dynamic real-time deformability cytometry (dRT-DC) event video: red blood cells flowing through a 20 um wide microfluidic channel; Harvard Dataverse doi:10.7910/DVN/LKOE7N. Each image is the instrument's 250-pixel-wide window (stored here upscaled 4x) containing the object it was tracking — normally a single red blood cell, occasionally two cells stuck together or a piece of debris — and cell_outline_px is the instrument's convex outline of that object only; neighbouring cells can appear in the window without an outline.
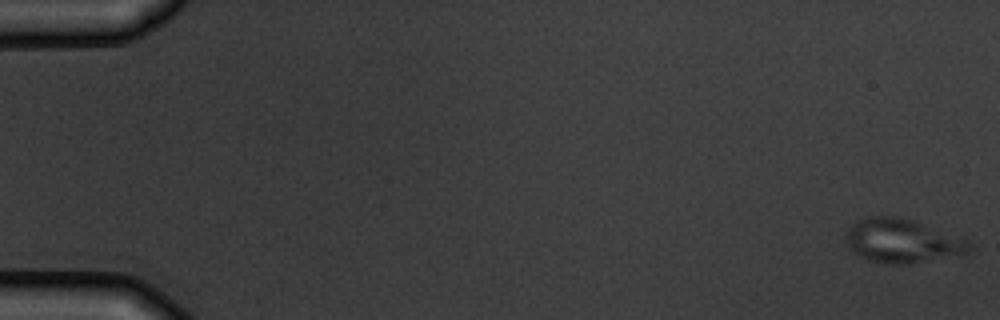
{"species": "common noctule bat (a hibernating species)", "species_latin": "Nyctalus noctula", "temperature_condition": "warm", "stored_images_in_passage": 5, "camera_frame_rate_fps": 3000, "um_per_image_px": 0.085, "animal": {"sex": "male", "body_mass_g": 19.5, "forearm_length_mm": 54.6}, "frame": {"image": 1, "passage_image": 1, "time_ms": 0.0, "image_size_px": [1000, 320], "cell_outline_px": [[972, 248], [960, 256], [908, 264], [888, 264], [868, 260], [856, 256], [848, 248], [844, 240], [848, 228], [856, 220], [868, 216], [900, 216], [912, 220], [968, 240], [972, 244]], "centroid_in_image_um": [76.64, 20.49], "position_along_channel_um": 8.4, "area_um2": 32.02}}